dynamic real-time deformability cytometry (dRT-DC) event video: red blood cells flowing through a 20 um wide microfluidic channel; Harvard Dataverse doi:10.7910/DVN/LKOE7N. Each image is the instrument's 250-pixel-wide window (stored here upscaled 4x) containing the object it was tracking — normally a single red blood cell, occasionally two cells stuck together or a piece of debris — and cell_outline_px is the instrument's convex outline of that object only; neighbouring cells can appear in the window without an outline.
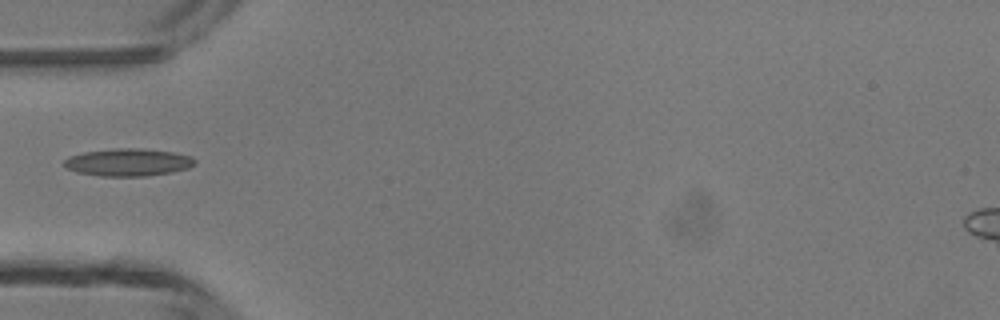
{"species": "common noctule bat (a hibernating species)", "species_latin": "Nyctalus noctula", "temperature_condition": "room temperature", "stored_images_in_passage": 1, "camera_frame_rate_fps": 3000, "um_per_image_px": 0.085, "animal": {"sex": "male", "body_mass_g": 13.3}, "frame": {"image": 1, "passage_image": 1, "time_ms": 0.0, "image_size_px": [1000, 320], "cell_outline_px": [[196, 164], [188, 168], [172, 172], [144, 176], [100, 176], [76, 172], [68, 168], [64, 164], [64, 160], [68, 156], [84, 152], [116, 148], [144, 148], [172, 152], [192, 156], [196, 160]], "centroid_in_image_um": [10.91, 13.79], "position_along_channel_um": 74.1, "area_um2": 21.04}}